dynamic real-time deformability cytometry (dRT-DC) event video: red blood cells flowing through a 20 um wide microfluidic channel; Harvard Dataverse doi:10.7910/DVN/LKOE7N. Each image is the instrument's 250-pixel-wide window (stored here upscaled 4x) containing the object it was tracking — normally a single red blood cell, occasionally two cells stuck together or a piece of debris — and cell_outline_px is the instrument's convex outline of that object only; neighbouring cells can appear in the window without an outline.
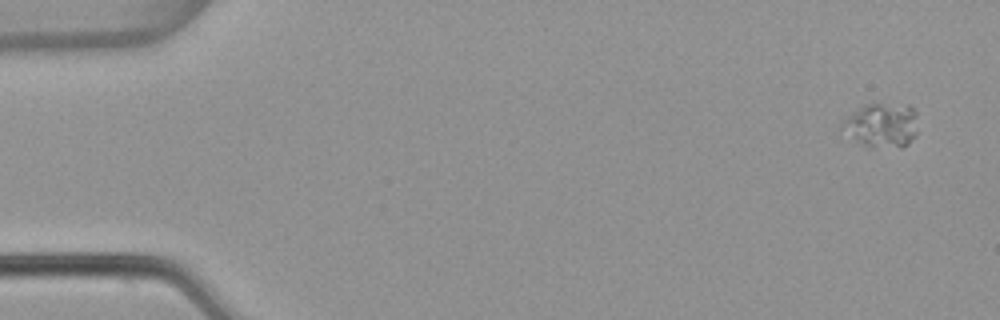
{"species": "common noctule bat (a hibernating species)", "species_latin": "Nyctalus noctula", "temperature_condition": "warm", "stored_images_in_passage": 4, "camera_frame_rate_fps": 3000, "um_per_image_px": 0.085, "animal": {"sex": "female", "body_mass_g": 22.7, "forearm_length_mm": 54.2}, "frame": {"image": 1, "passage_image": 1, "time_ms": 0.0, "image_size_px": [1000, 320], "cell_outline_px": [[916, 136], [908, 144], [900, 148], [868, 148], [856, 140], [840, 128], [840, 124], [848, 116], [860, 108], [868, 104], [880, 104], [912, 108], [916, 112]], "centroid_in_image_um": [74.94, 10.71], "position_along_channel_um": 10.1, "area_um2": 19.25}}
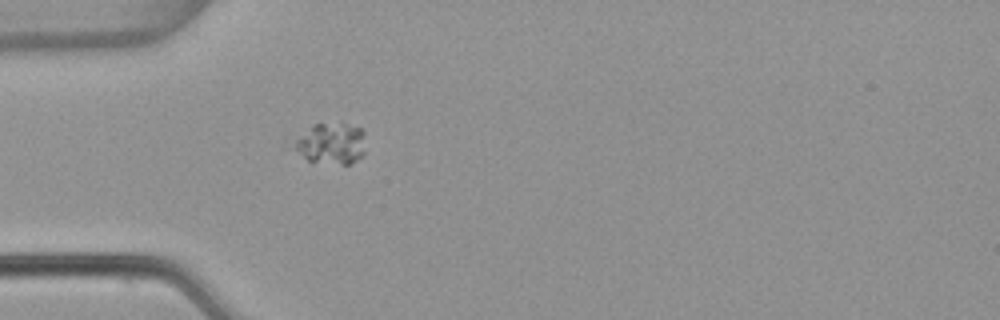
{"frame": {"image": 2, "passage_image": 4, "time_ms": 1.0, "image_size_px": [1000, 320], "cell_outline_px": [[364, 152], [352, 164], [340, 164], [308, 160], [296, 148], [296, 140], [316, 124], [344, 124], [360, 128], [364, 132]], "centroid_in_image_um": [28.23, 12.21], "position_along_channel_um": 56.8, "area_um2": 16.24}}